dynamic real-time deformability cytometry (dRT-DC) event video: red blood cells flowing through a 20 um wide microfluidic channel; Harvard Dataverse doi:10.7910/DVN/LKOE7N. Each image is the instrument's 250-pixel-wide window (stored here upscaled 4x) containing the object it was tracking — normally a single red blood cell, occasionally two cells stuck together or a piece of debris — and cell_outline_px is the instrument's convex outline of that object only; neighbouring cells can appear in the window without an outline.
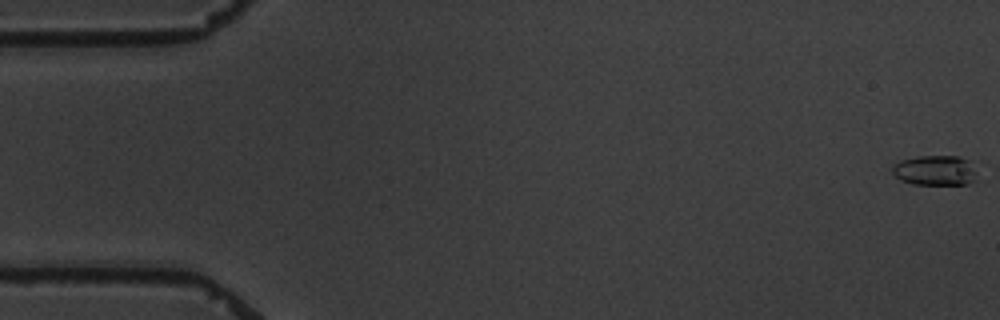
{"species": "common noctule bat (a hibernating species)", "species_latin": "Nyctalus noctula", "temperature_condition": "warm", "stored_images_in_passage": 6, "camera_frame_rate_fps": 3000, "um_per_image_px": 0.085, "animal": {"sex": "male", "body_mass_g": 19.5, "forearm_length_mm": 54.6}, "frame": {"image": 1, "passage_image": 1, "time_ms": 0.0, "image_size_px": [1000, 320], "cell_outline_px": [[980, 176], [976, 180], [968, 184], [912, 184], [900, 180], [892, 172], [892, 164], [900, 160], [916, 156], [960, 156], [968, 160]], "centroid_in_image_um": [79.5, 14.48], "position_along_channel_um": 5.5, "area_um2": 15.14}}
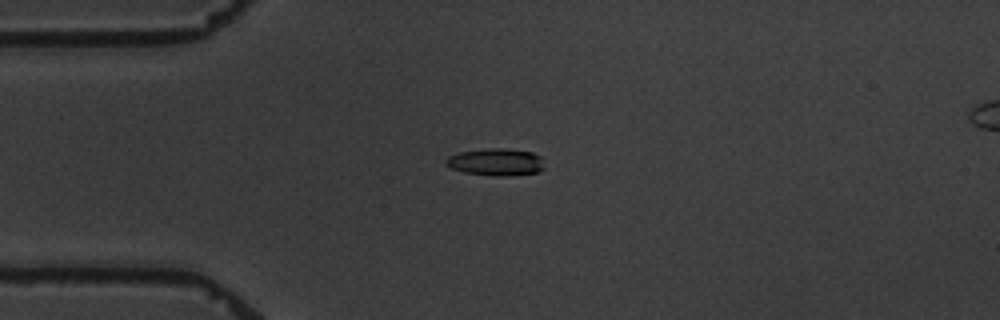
{"frame": {"image": 2, "passage_image": 5, "time_ms": 4.667, "image_size_px": [1000, 320], "cell_outline_px": [[544, 168], [540, 172], [512, 176], [492, 176], [464, 172], [452, 168], [444, 164], [444, 160], [448, 156], [460, 152], [488, 148], [504, 148], [532, 152], [540, 156]], "centroid_in_image_um": [42.15, 13.78], "position_along_channel_um": 42.8, "area_um2": 15.78}}